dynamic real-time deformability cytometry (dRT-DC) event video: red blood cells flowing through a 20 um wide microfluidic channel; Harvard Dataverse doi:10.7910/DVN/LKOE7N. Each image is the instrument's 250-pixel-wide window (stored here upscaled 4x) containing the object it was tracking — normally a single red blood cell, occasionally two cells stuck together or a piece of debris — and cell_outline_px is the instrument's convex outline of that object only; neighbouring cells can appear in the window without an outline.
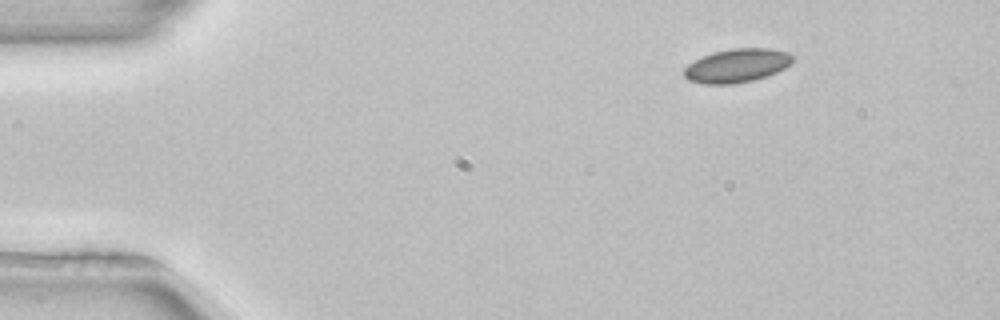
{"species": "common noctule bat (a hibernating species)", "species_latin": "Nyctalus noctula", "temperature_condition": "room temperature", "stored_images_in_passage": 46, "camera_frame_rate_fps": 3000, "um_per_image_px": 0.085, "animal": {"sex": "female", "body_mass_g": 22.7, "forearm_length_mm": 54.2}, "frame": {"image": 1, "passage_image": 1, "time_ms": 0.0, "image_size_px": [1000, 320], "cell_outline_px": [[792, 64], [768, 76], [752, 80], [732, 84], [704, 84], [688, 80], [684, 76], [684, 68], [688, 64], [712, 52], [732, 48], [772, 48], [788, 52], [792, 56]], "centroid_in_image_um": [62.64, 5.57], "position_along_channel_um": 22.4, "area_um2": 21.33}}
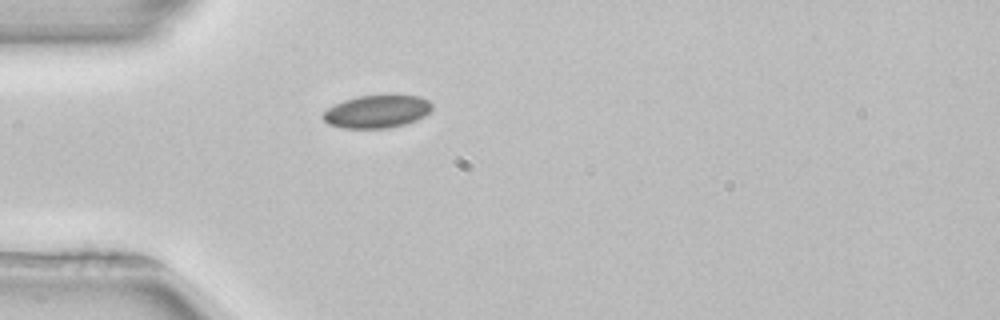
{"frame": {"image": 2, "passage_image": 9, "time_ms": 2.667, "image_size_px": [1000, 320], "cell_outline_px": [[432, 108], [424, 116], [416, 120], [404, 124], [388, 128], [340, 128], [328, 124], [320, 116], [328, 108], [344, 100], [360, 96], [396, 92], [420, 96], [428, 100], [432, 104]], "centroid_in_image_um": [32.06, 9.44], "position_along_channel_um": 52.9, "area_um2": 21.5}}
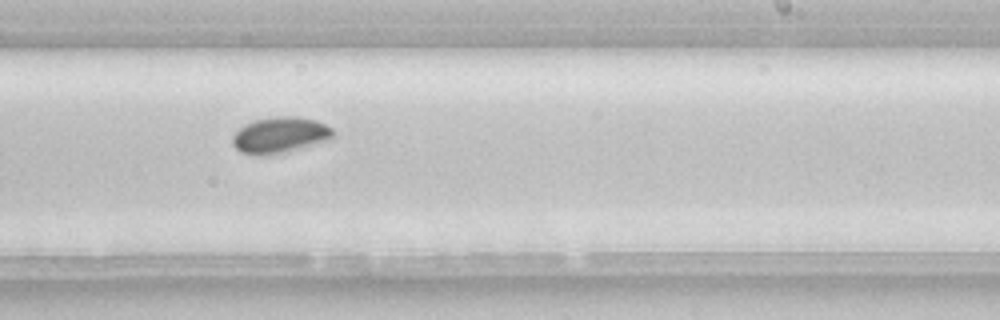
{"frame": {"image": 3, "passage_image": 26, "time_ms": 8.333, "image_size_px": [1000, 320], "cell_outline_px": [[336, 136], [332, 140], [284, 152], [264, 156], [240, 152], [232, 144], [232, 136], [244, 124], [256, 120], [276, 116], [300, 116], [316, 120], [332, 128], [336, 132]], "centroid_in_image_um": [23.85, 11.48], "position_along_channel_um": 265.1, "area_um2": 21.39}, "authors_computed_cell_mechanics": {"area_um2": 20.4612, "velocity_mm_per_s": 3.9211, "shape_relaxation_time_tau1_ms": 2.8669, "shape_relaxation_time_tau2_ms": null, "deformation_change_tau1": 0.042, "deformation_change_tau2": null}}